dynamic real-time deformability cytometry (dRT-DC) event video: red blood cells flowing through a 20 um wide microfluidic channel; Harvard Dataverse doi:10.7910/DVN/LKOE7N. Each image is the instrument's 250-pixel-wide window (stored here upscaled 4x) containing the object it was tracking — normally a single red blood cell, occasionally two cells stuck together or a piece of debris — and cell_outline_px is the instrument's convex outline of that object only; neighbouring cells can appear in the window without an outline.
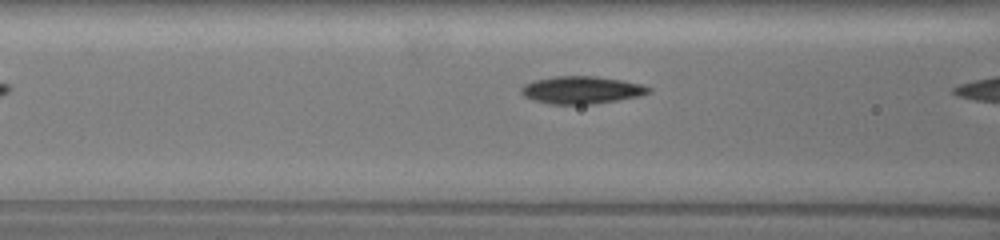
{"species": "common noctule bat (a hibernating species)", "species_latin": "Nyctalus noctula", "temperature_condition": "warm", "stored_images_in_passage": 5, "camera_frame_rate_fps": 3000, "um_per_image_px": 0.085, "animal": {"sex": "female", "body_mass_g": 19.5, "forearm_length_mm": 54.1}, "frame": {"image": 1, "passage_image": 4, "time_ms": 1.0, "image_size_px": [1000, 240], "cell_outline_px": [[652, 92], [636, 96], [616, 100], [592, 104], [548, 104], [524, 96], [520, 92], [520, 88], [524, 84], [536, 80], [556, 76], [596, 76], [624, 80], [640, 84], [652, 88]], "centroid_in_image_um": [49.43, 7.64], "position_along_channel_um": 117.2, "area_um2": 20.29}}